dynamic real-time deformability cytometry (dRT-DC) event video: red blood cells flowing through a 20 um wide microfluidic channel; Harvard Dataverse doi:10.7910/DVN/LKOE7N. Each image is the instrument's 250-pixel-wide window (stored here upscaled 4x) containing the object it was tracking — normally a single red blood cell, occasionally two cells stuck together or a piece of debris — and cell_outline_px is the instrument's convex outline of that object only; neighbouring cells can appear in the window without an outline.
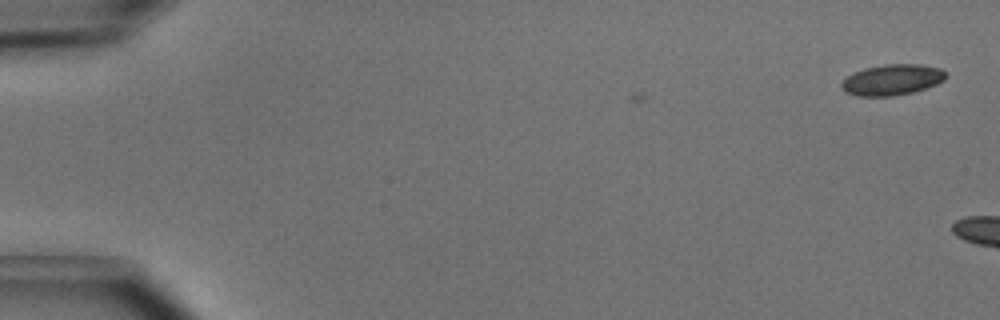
{"species": "common noctule bat (a hibernating species)", "species_latin": "Nyctalus noctula", "temperature_condition": "cold", "stored_images_in_passage": 4, "camera_frame_rate_fps": 3000, "um_per_image_px": 0.085, "animal": {"sex": "male", "body_mass_g": 15.6}, "frame": {"image": 1, "passage_image": 1, "time_ms": 0.0, "image_size_px": [1000, 320], "cell_outline_px": [[948, 76], [944, 80], [936, 84], [912, 92], [892, 96], [856, 96], [844, 92], [840, 88], [840, 84], [848, 76], [864, 68], [884, 64], [920, 64], [940, 68]], "centroid_in_image_um": [75.81, 6.78], "position_along_channel_um": 9.2, "area_um2": 18.73}}